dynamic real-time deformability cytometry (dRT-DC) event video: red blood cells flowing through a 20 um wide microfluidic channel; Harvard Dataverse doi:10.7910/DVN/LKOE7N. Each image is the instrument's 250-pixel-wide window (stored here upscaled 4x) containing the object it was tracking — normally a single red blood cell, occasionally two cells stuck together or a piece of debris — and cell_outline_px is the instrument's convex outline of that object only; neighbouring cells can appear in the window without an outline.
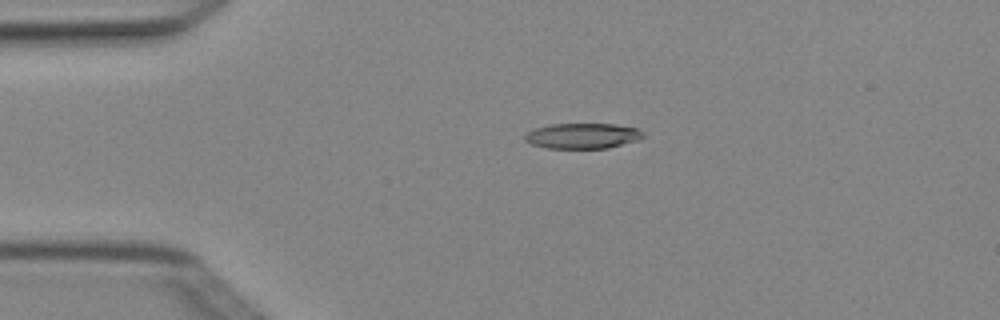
{"species": "Egyptian fruit bat (a non-hibernating species)", "species_latin": "Rousettus aegyptiacus", "temperature_condition": "cold", "stored_images_in_passage": 4, "camera_frame_rate_fps": 3000, "um_per_image_px": 0.085, "animal": {"sex": "female"}, "frame": {"image": 1, "passage_image": 3, "time_ms": 0.667, "image_size_px": [1000, 320], "cell_outline_px": [[644, 136], [636, 140], [608, 148], [544, 148], [532, 144], [524, 140], [524, 136], [528, 132], [536, 128], [552, 124], [616, 124], [636, 128], [644, 132]], "centroid_in_image_um": [49.51, 11.55], "position_along_channel_um": 35.5, "area_um2": 17.4}}